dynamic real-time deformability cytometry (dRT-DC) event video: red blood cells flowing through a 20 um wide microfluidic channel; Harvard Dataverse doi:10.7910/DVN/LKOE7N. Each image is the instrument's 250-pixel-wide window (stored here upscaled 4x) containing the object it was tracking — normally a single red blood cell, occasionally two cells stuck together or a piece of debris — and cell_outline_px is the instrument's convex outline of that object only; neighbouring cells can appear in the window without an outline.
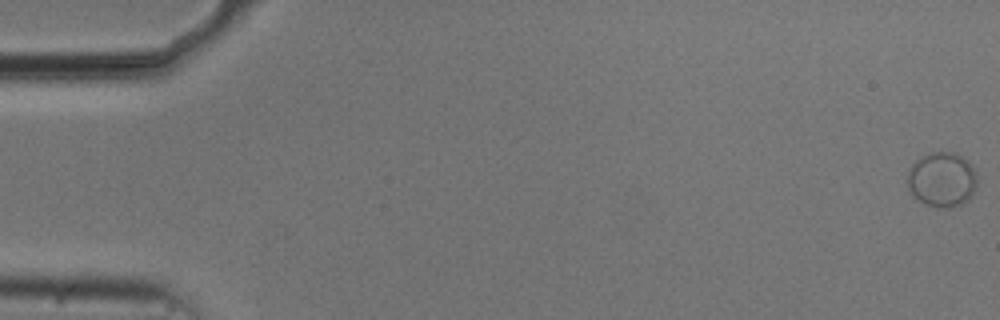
{"species": "common noctule bat (a hibernating species)", "species_latin": "Nyctalus noctula", "temperature_condition": "cold", "stored_images_in_passage": 55, "camera_frame_rate_fps": 3000, "um_per_image_px": 0.085, "animal": {"sex": "male", "body_mass_g": 20.5, "forearm_length_mm": 52.5}, "frame": {"image": 1, "passage_image": 1, "time_ms": 0.0, "image_size_px": [1000, 320], "cell_outline_px": [[976, 188], [972, 196], [968, 200], [960, 204], [948, 208], [936, 208], [924, 204], [916, 200], [912, 196], [908, 188], [908, 172], [912, 164], [920, 156], [932, 152], [956, 152], [968, 160], [972, 164], [976, 172]], "centroid_in_image_um": [80.07, 15.27], "position_along_channel_um": 4.9, "area_um2": 22.77}}
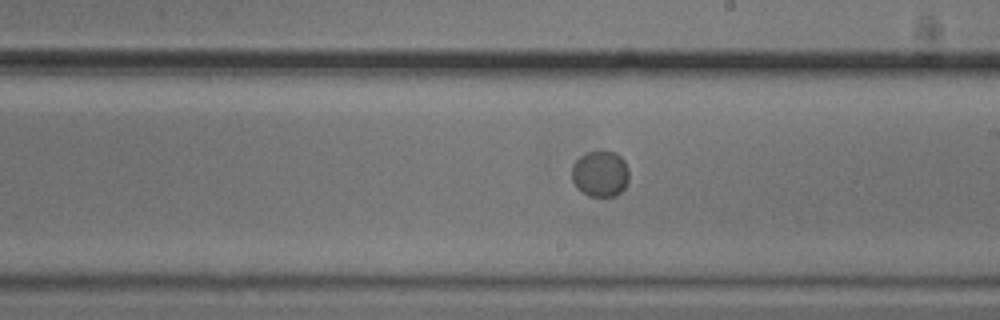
{"frame": {"image": 2, "passage_image": 32, "time_ms": 10.333, "image_size_px": [1000, 320], "cell_outline_px": [[628, 180], [624, 188], [616, 196], [588, 196], [580, 192], [576, 188], [572, 180], [572, 164], [580, 156], [588, 152], [600, 148], [616, 152], [624, 160], [628, 168]], "centroid_in_image_um": [51.0, 14.74], "position_along_channel_um": 238.0, "area_um2": 15.84}}
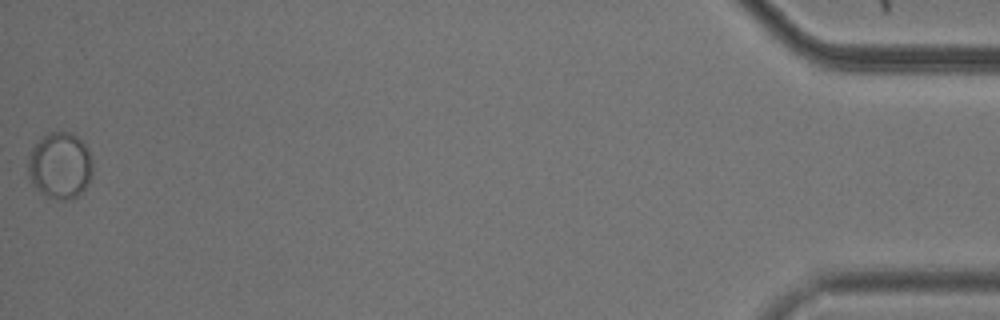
{"frame": {"image": 3, "passage_image": 55, "time_ms": 18.0, "image_size_px": [1000, 320], "cell_outline_px": [[92, 176], [88, 184], [72, 200], [64, 200], [48, 196], [40, 192], [32, 184], [28, 176], [28, 160], [32, 148], [48, 132], [72, 132], [88, 148], [92, 156]], "centroid_in_image_um": [5.12, 14.07], "position_along_channel_um": 430.1, "area_um2": 25.03}, "authors_computed_cell_mechanics": {"area_um2": 16.9354, "velocity_mm_per_s": 3.7296, "shape_relaxation_time_tau1_ms": 0.6452, "shape_relaxation_time_tau2_ms": null, "deformation_change_tau1": 0.0116, "deformation_change_tau2": null}}